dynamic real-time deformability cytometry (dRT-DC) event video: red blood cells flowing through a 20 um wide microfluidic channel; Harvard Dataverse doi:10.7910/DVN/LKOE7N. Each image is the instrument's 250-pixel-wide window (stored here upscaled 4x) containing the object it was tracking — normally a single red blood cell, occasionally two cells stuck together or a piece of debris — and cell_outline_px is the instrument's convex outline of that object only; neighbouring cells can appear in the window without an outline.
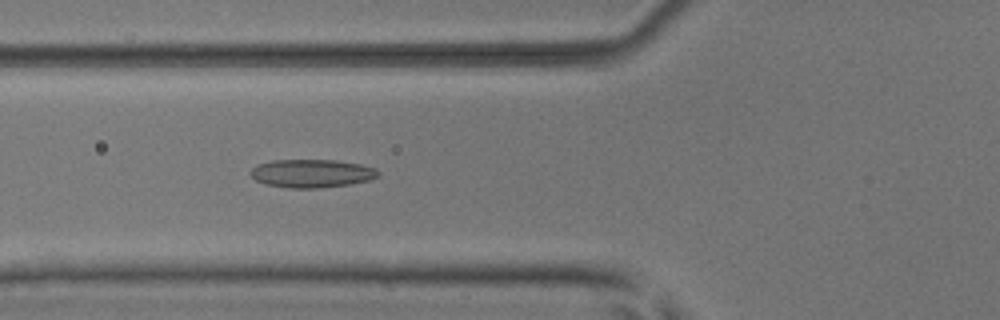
{"species": "common noctule bat (a hibernating species)", "species_latin": "Nyctalus noctula", "temperature_condition": "room temperature", "stored_images_in_passage": 37, "camera_frame_rate_fps": 3000, "um_per_image_px": 0.085, "animal": {"sex": "male", "body_mass_g": 17.9, "forearm_length_mm": 54.2}, "frame": {"image": 1, "passage_image": 5, "time_ms": 1.333, "image_size_px": [1000, 320], "cell_outline_px": [[380, 176], [368, 180], [348, 184], [316, 188], [292, 188], [264, 184], [256, 180], [248, 172], [256, 164], [272, 160], [336, 160], [360, 164], [376, 168], [380, 172]], "centroid_in_image_um": [26.48, 14.73], "position_along_channel_um": 99.3, "area_um2": 21.04}}
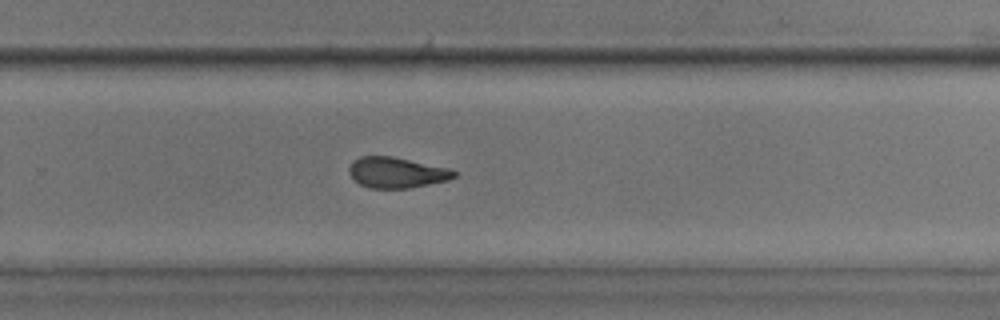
{"frame": {"image": 2, "passage_image": 20, "time_ms": 6.333, "image_size_px": [1000, 320], "cell_outline_px": [[456, 176], [448, 180], [408, 188], [372, 188], [360, 184], [348, 172], [348, 168], [360, 156], [392, 156], [448, 168], [456, 172]], "centroid_in_image_um": [33.72, 14.66], "position_along_channel_um": 296.1, "area_um2": 18.44}}
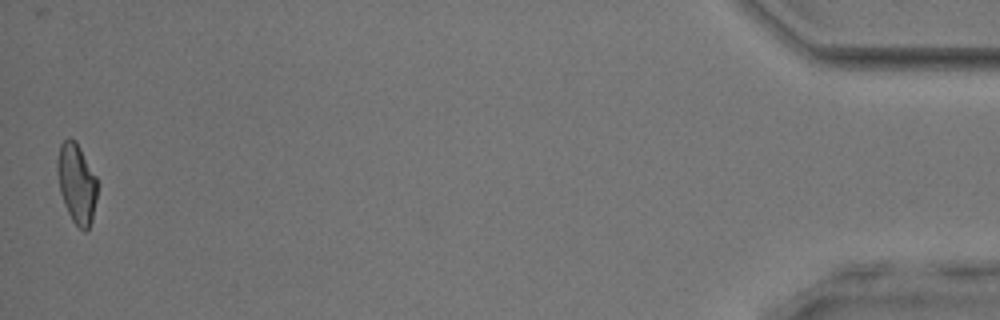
{"frame": {"image": 3, "passage_image": 37, "time_ms": 12.0, "image_size_px": [1000, 320], "cell_outline_px": [[96, 200], [92, 220], [88, 228], [84, 232], [72, 220], [64, 204], [60, 192], [56, 172], [56, 160], [60, 144], [68, 136], [76, 140], [96, 176]], "centroid_in_image_um": [6.49, 15.54], "position_along_channel_um": 428.7, "area_um2": 18.73}, "authors_computed_cell_mechanics": {"area_um2": 19.1318, "velocity_mm_per_s": 3.9411, "shape_relaxation_time_tau1_ms": null, "shape_relaxation_time_tau2_ms": 2.2502, "deformation_change_tau1": null, "deformation_change_tau2": 0.1011}}